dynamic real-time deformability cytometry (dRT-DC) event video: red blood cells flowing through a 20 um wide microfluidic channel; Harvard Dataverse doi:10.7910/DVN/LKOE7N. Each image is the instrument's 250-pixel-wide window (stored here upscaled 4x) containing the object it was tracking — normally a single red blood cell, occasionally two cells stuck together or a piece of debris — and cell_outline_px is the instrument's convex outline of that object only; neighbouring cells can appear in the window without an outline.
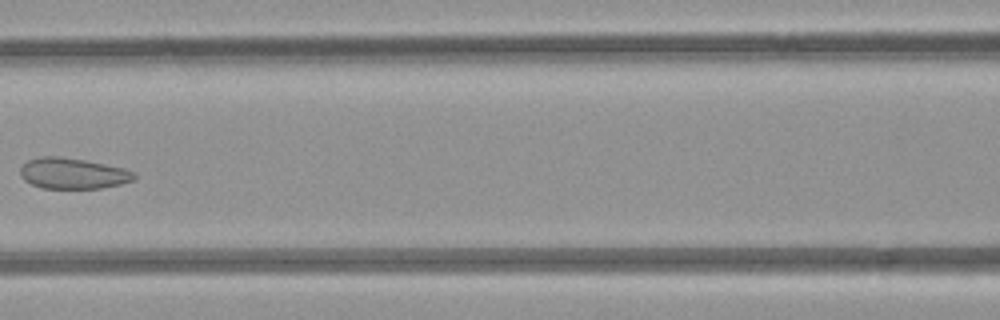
{"species": "common noctule bat (a hibernating species)", "species_latin": "Nyctalus noctula", "temperature_condition": "room temperature", "stored_images_in_passage": 6, "camera_frame_rate_fps": 3000, "um_per_image_px": 0.085, "animal": {"sex": "female", "body_mass_g": 21.9}, "frame": {"image": 1, "passage_image": 5, "time_ms": 4.667, "image_size_px": [1000, 320], "cell_outline_px": [[136, 176], [132, 180], [120, 184], [100, 188], [40, 188], [24, 180], [20, 176], [20, 168], [28, 160], [44, 156], [56, 156], [84, 160], [124, 168], [136, 172]], "centroid_in_image_um": [6.18, 14.74], "position_along_channel_um": 160.4, "area_um2": 20.35}}
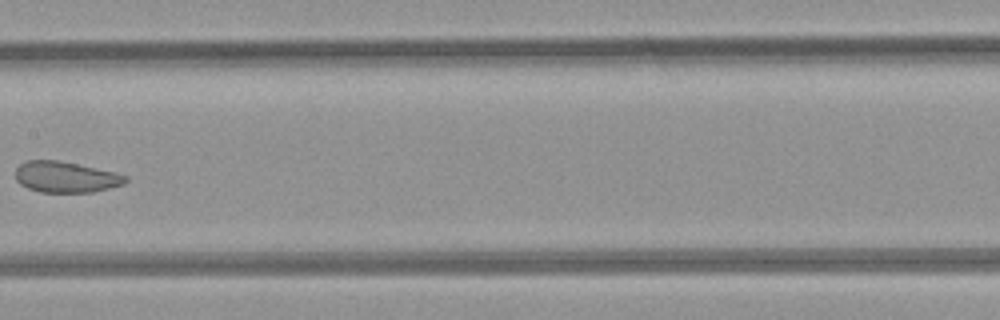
{"frame": {"image": 2, "passage_image": 6, "time_ms": 5.667, "image_size_px": [1000, 320], "cell_outline_px": [[128, 180], [124, 184], [92, 192], [40, 192], [28, 188], [20, 184], [16, 180], [16, 168], [20, 164], [28, 160], [56, 160], [116, 172], [128, 176]], "centroid_in_image_um": [5.59, 15.05], "position_along_channel_um": 201.8, "area_um2": 19.77}}